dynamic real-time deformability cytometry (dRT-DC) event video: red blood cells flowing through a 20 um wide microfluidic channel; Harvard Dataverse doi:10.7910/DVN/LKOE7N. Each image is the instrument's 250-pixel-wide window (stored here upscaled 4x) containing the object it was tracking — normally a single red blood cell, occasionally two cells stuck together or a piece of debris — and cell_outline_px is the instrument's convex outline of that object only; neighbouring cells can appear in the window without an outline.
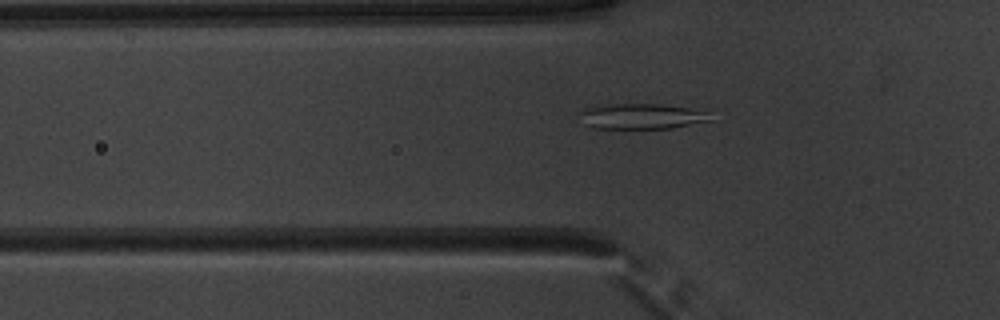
{"species": "common noctule bat (a hibernating species)", "species_latin": "Nyctalus noctula", "temperature_condition": "warm", "stored_images_in_passage": 47, "camera_frame_rate_fps": 3000, "um_per_image_px": 0.085, "animal": {"sex": "male", "body_mass_g": 20.1, "forearm_length_mm": 53.5}, "frame": {"image": 1, "passage_image": 13, "time_ms": 4.0, "image_size_px": [1000, 320], "cell_outline_px": [[716, 120], [672, 128], [596, 128], [588, 124], [580, 112], [588, 108], [612, 104], [660, 104], [688, 108], [704, 112]], "centroid_in_image_um": [54.65, 9.89], "position_along_channel_um": 71.1, "area_um2": 18.79}}
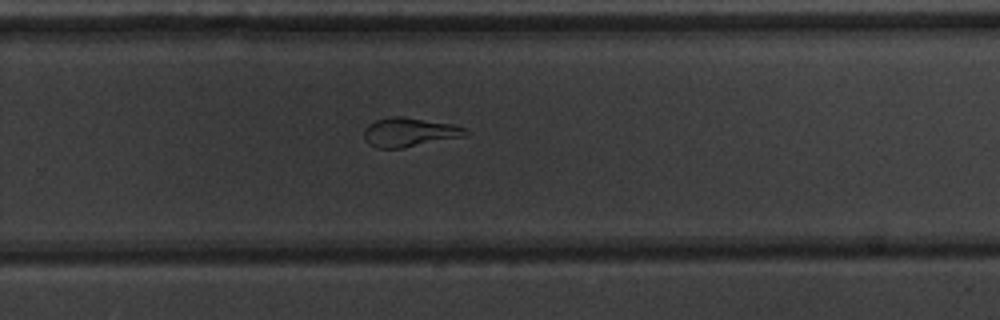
{"frame": {"image": 2, "passage_image": 30, "time_ms": 9.667, "image_size_px": [1000, 320], "cell_outline_px": [[468, 132], [464, 136], [404, 148], [376, 148], [368, 144], [364, 140], [364, 128], [368, 124], [376, 120], [388, 116], [400, 116], [452, 124], [464, 128]], "centroid_in_image_um": [34.73, 11.24], "position_along_channel_um": 295.1, "area_um2": 17.17}}
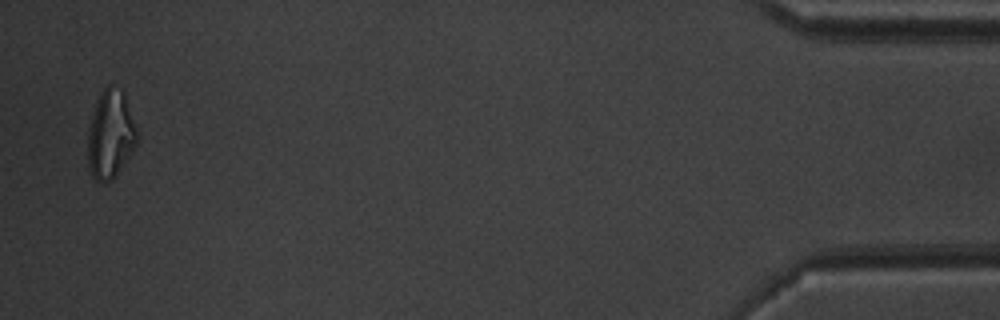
{"frame": {"image": 3, "passage_image": 46, "time_ms": 15.0, "image_size_px": [1000, 320], "cell_outline_px": [[136, 144], [116, 176], [112, 180], [96, 180], [92, 176], [88, 168], [88, 132], [92, 116], [96, 104], [104, 88], [108, 84], [112, 84], [124, 88], [136, 128]], "centroid_in_image_um": [9.4, 11.38], "position_along_channel_um": 425.8, "area_um2": 25.14}, "authors_computed_cell_mechanics": {"area_um2": 20.23, "velocity_mm_per_s": 3.9502, "shape_relaxation_time_tau1_ms": 10.6514, "shape_relaxation_time_tau2_ms": 1.2936, "deformation_change_tau1": 0.2855, "deformation_change_tau2": 0.0612}}